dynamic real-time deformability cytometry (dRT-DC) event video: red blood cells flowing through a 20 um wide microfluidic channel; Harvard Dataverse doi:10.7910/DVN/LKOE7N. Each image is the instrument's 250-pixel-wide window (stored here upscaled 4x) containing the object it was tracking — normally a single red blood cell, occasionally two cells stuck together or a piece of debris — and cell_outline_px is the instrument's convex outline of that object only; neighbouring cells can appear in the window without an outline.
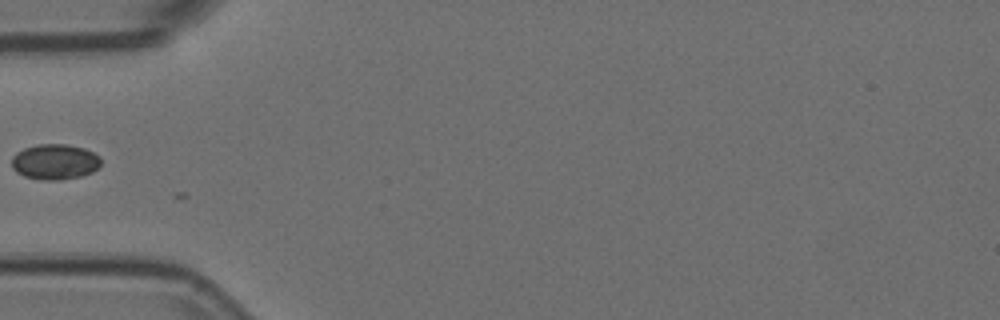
{"species": "Egyptian fruit bat (a non-hibernating species)", "species_latin": "Rousettus aegyptiacus", "temperature_condition": "room temperature", "stored_images_in_passage": 8, "camera_frame_rate_fps": 3000, "um_per_image_px": 0.085, "animal": {"sex": "female"}, "frame": {"image": 1, "passage_image": 1, "time_ms": 0.0, "image_size_px": [1000, 320], "cell_outline_px": [[100, 168], [92, 172], [80, 176], [60, 180], [40, 180], [24, 176], [16, 172], [12, 168], [12, 156], [16, 152], [24, 148], [36, 144], [64, 144], [84, 148], [100, 156]], "centroid_in_image_um": [4.65, 13.75], "position_along_channel_um": 80.4, "area_um2": 18.61}}
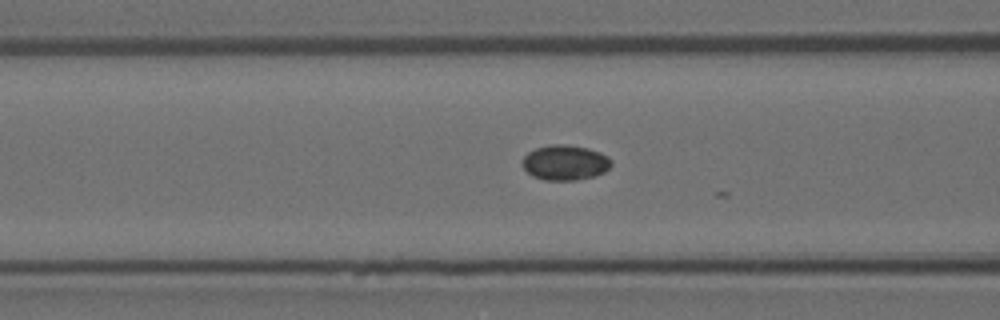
{"frame": {"image": 2, "passage_image": 4, "time_ms": 1.0, "image_size_px": [1000, 320], "cell_outline_px": [[612, 164], [604, 172], [596, 176], [576, 180], [544, 180], [532, 176], [524, 168], [524, 156], [528, 152], [536, 148], [552, 144], [568, 144], [588, 148], [600, 152], [608, 156], [612, 160]], "centroid_in_image_um": [48.07, 13.82], "position_along_channel_um": 118.5, "area_um2": 18.26}}
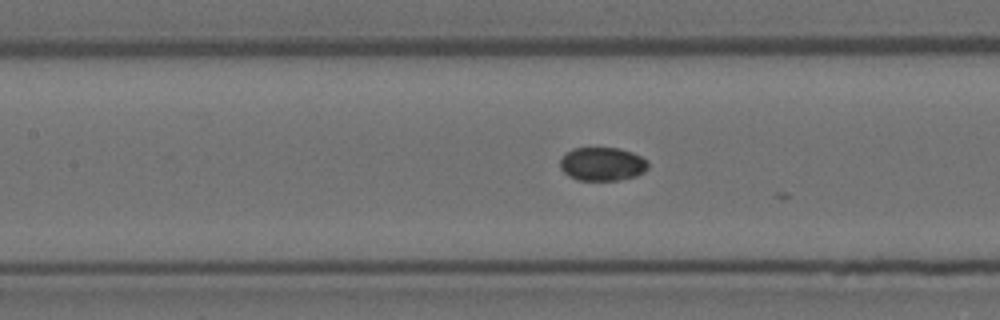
{"frame": {"image": 3, "passage_image": 7, "time_ms": 2.0, "image_size_px": [1000, 320], "cell_outline_px": [[648, 168], [644, 172], [636, 176], [616, 180], [576, 180], [568, 176], [560, 168], [560, 160], [564, 152], [572, 148], [620, 148], [632, 152], [648, 160]], "centroid_in_image_um": [51.17, 13.93], "position_along_channel_um": 156.2, "area_um2": 17.4}}